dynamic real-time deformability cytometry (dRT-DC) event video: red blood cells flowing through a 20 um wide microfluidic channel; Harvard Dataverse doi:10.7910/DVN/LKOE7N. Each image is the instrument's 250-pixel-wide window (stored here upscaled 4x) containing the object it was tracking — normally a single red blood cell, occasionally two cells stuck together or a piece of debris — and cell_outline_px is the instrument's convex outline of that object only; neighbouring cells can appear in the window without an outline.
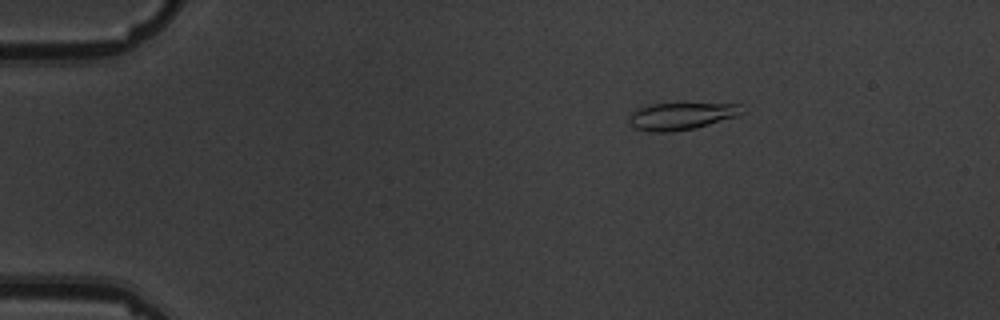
{"species": "common noctule bat (a hibernating species)", "species_latin": "Nyctalus noctula", "temperature_condition": "warm", "stored_images_in_passage": 9, "camera_frame_rate_fps": 3000, "um_per_image_px": 0.085, "animal": {"sex": "male", "body_mass_g": 19.5, "forearm_length_mm": 54.6}, "frame": {"image": 1, "passage_image": 3, "time_ms": 2.333, "image_size_px": [1000, 320], "cell_outline_px": [[748, 112], [740, 116], [696, 128], [672, 132], [652, 132], [636, 128], [628, 124], [628, 120], [632, 112], [636, 108], [652, 104], [740, 104]], "centroid_in_image_um": [57.96, 9.88], "position_along_channel_um": 27.0, "area_um2": 18.15}}
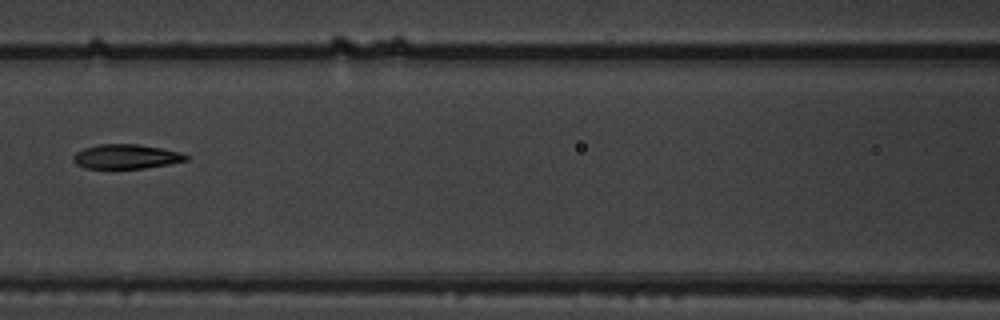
{"frame": {"image": 2, "passage_image": 8, "time_ms": 8.0, "image_size_px": [1000, 320], "cell_outline_px": [[192, 156], [188, 160], [168, 164], [144, 168], [84, 168], [76, 164], [72, 160], [72, 156], [76, 152], [84, 148], [100, 144], [136, 144], [160, 148], [180, 152]], "centroid_in_image_um": [10.72, 13.31], "position_along_channel_um": 155.9, "area_um2": 16.07}}
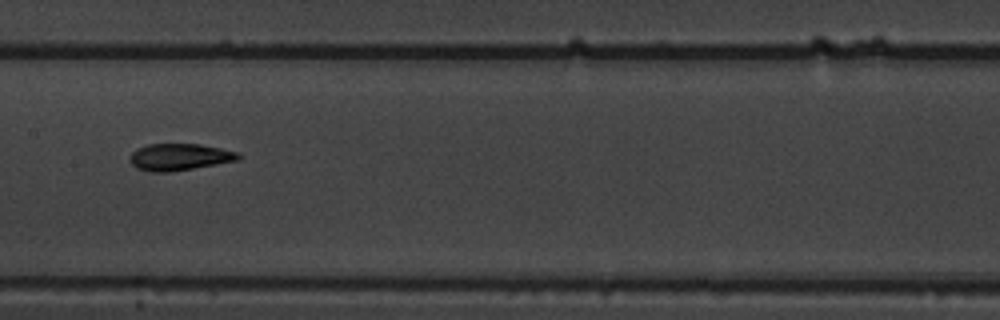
{"frame": {"image": 3, "passage_image": 9, "time_ms": 9.0, "image_size_px": [1000, 320], "cell_outline_px": [[240, 156], [236, 160], [216, 164], [168, 172], [148, 172], [136, 168], [128, 160], [128, 156], [136, 148], [148, 144], [200, 144], [240, 152]], "centroid_in_image_um": [15.18, 13.34], "position_along_channel_um": 192.2, "area_um2": 16.99}}